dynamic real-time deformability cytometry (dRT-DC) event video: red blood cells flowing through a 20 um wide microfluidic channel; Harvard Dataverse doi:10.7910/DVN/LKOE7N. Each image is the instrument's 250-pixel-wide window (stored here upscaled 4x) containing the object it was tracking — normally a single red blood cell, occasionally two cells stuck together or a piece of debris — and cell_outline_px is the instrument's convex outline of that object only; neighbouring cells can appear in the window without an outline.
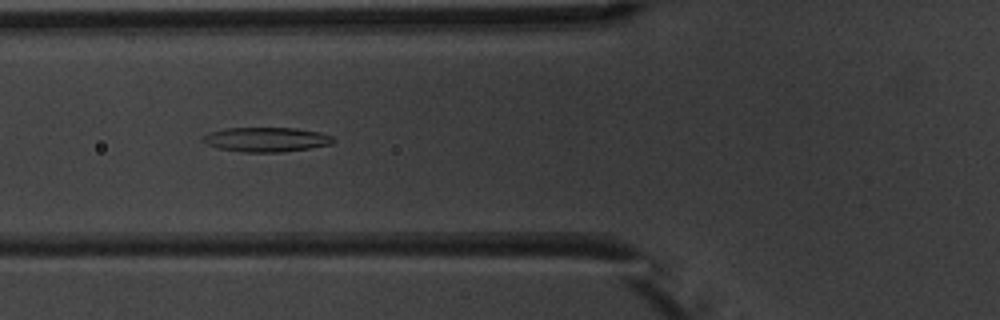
{"species": "common noctule bat (a hibernating species)", "species_latin": "Nyctalus noctula", "temperature_condition": "warm", "stored_images_in_passage": 9, "camera_frame_rate_fps": 3000, "um_per_image_px": 0.085, "animal": {"sex": "male", "body_mass_g": 20.1, "forearm_length_mm": 53.5}, "frame": {"image": 1, "passage_image": 6, "time_ms": 5.667, "image_size_px": [1000, 320], "cell_outline_px": [[336, 140], [332, 144], [284, 152], [244, 152], [216, 148], [200, 140], [200, 136], [208, 132], [224, 128], [296, 128], [320, 132], [332, 136]], "centroid_in_image_um": [22.59, 11.85], "position_along_channel_um": 103.2, "area_um2": 18.84}}
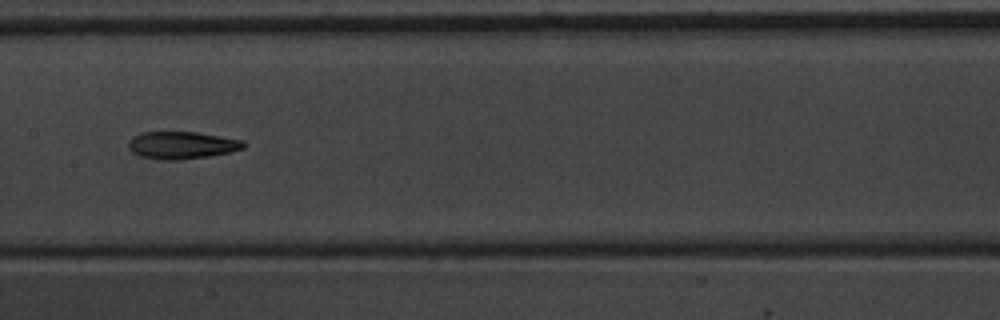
{"frame": {"image": 2, "passage_image": 8, "time_ms": 8.0, "image_size_px": [1000, 320], "cell_outline_px": [[244, 148], [228, 152], [208, 156], [180, 160], [160, 160], [140, 156], [132, 152], [128, 148], [128, 140], [132, 136], [140, 132], [196, 132], [244, 140]], "centroid_in_image_um": [15.4, 12.34], "position_along_channel_um": 192.0, "area_um2": 18.44}}
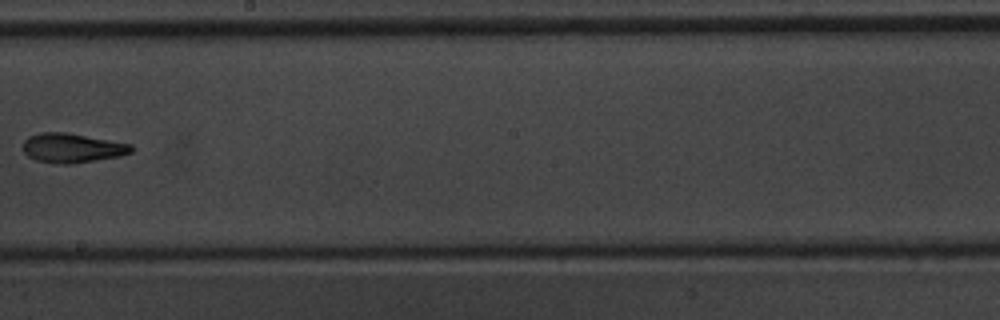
{"frame": {"image": 3, "passage_image": 9, "time_ms": 9.333, "image_size_px": [1000, 320], "cell_outline_px": [[132, 152], [120, 156], [72, 164], [60, 164], [36, 160], [28, 156], [24, 152], [24, 140], [28, 136], [40, 132], [64, 132], [132, 144]], "centroid_in_image_um": [6.12, 12.58], "position_along_channel_um": 242.1, "area_um2": 18.44}}